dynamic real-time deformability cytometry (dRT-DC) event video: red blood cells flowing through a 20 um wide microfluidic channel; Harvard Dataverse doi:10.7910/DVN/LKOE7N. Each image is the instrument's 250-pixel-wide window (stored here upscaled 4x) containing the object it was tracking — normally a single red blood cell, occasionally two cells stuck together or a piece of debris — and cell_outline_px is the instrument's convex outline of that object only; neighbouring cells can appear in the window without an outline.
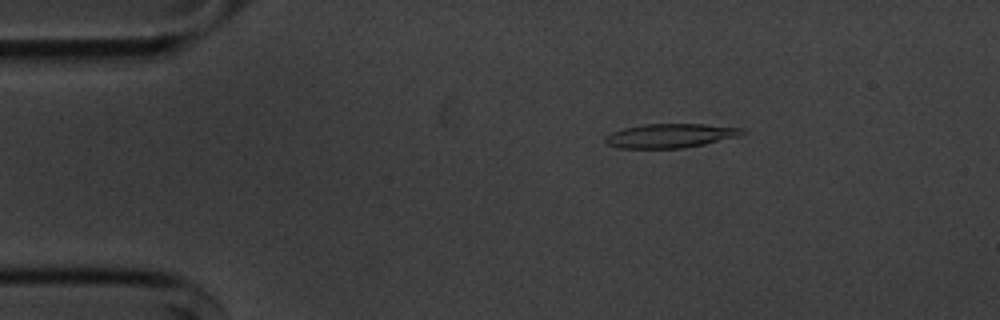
{"species": "common noctule bat (a hibernating species)", "species_latin": "Nyctalus noctula", "temperature_condition": "cold", "stored_images_in_passage": 54, "camera_frame_rate_fps": 3000, "um_per_image_px": 0.085, "animal": {"sex": "male", "body_mass_g": 20.1, "forearm_length_mm": 53.5}, "frame": {"image": 1, "passage_image": 9, "time_ms": 2.667, "image_size_px": [1000, 320], "cell_outline_px": [[748, 132], [736, 136], [704, 144], [684, 148], [620, 148], [608, 144], [604, 140], [604, 136], [612, 132], [624, 128], [644, 124], [704, 124], [744, 128]], "centroid_in_image_um": [56.97, 11.53], "position_along_channel_um": 28.0, "area_um2": 19.13}}
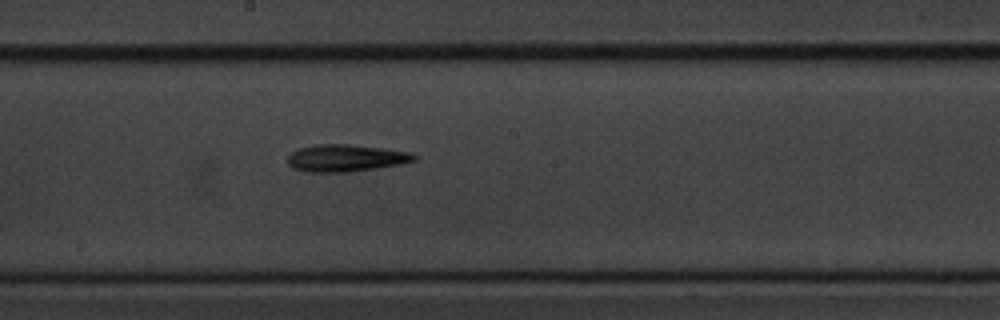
{"frame": {"image": 2, "passage_image": 29, "time_ms": 9.333, "image_size_px": [1000, 320], "cell_outline_px": [[420, 156], [416, 160], [400, 164], [348, 172], [308, 172], [292, 168], [288, 164], [288, 156], [292, 152], [300, 148], [316, 144], [348, 144], [380, 148], [408, 152]], "centroid_in_image_um": [29.37, 13.43], "position_along_channel_um": 218.8, "area_um2": 19.83}}
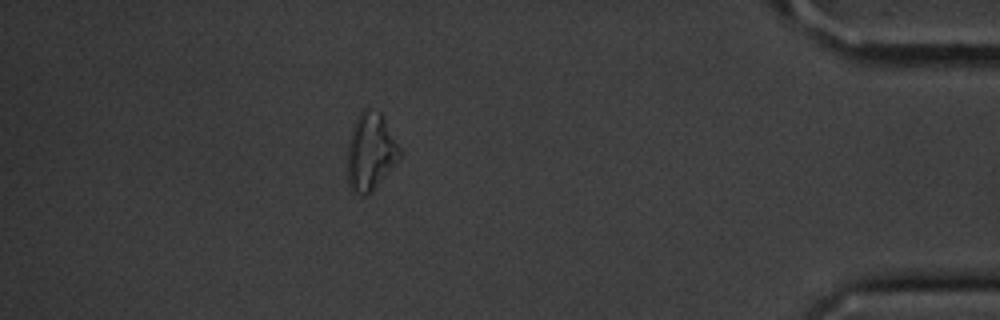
{"frame": {"image": 3, "passage_image": 48, "time_ms": 15.667, "image_size_px": [1000, 320], "cell_outline_px": [[400, 156], [372, 192], [360, 196], [352, 192], [348, 184], [348, 144], [352, 128], [360, 112], [368, 104], [380, 112], [400, 148]], "centroid_in_image_um": [31.47, 12.88], "position_along_channel_um": 403.7, "area_um2": 23.41}, "authors_computed_cell_mechanics": {"area_um2": 19.3341, "velocity_mm_per_s": 3.6428, "shape_relaxation_time_tau1_ms": 3.1421, "shape_relaxation_time_tau2_ms": null, "deformation_change_tau1": 0.1296, "deformation_change_tau2": null}}